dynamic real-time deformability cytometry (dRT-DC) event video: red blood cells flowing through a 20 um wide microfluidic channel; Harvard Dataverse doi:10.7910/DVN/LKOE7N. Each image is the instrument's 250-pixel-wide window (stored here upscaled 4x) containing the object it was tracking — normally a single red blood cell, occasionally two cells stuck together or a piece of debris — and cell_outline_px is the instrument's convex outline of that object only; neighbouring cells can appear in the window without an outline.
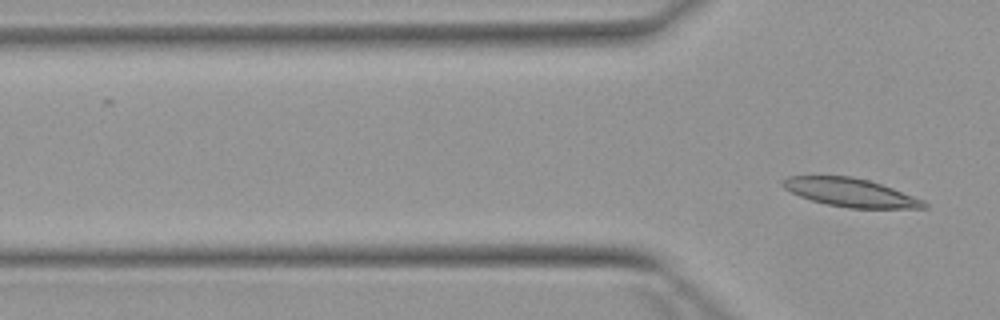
{"species": "Egyptian fruit bat (a non-hibernating species)", "species_latin": "Rousettus aegyptiacus", "temperature_condition": "warm", "stored_images_in_passage": 4, "camera_frame_rate_fps": 3000, "um_per_image_px": 0.085, "animal": {"sex": "female"}, "frame": {"image": 1, "passage_image": 4, "time_ms": 3.667, "image_size_px": [1000, 320], "cell_outline_px": [[928, 208], [848, 208], [824, 204], [800, 196], [784, 188], [780, 184], [780, 180], [788, 176], [852, 176], [868, 180], [892, 188], [924, 200], [928, 204]], "centroid_in_image_um": [72.27, 16.36], "position_along_channel_um": 53.5, "area_um2": 23.35}}